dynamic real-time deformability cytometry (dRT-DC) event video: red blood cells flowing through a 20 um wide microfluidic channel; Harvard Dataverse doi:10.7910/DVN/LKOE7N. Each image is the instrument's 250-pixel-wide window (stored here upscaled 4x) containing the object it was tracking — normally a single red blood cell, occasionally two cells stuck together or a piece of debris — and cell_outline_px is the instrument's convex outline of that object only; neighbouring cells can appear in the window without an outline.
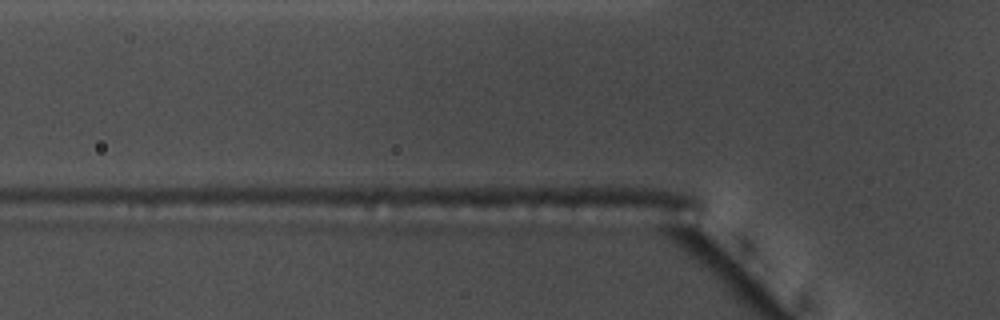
{"species": "common noctule bat (a hibernating species)", "species_latin": "Nyctalus noctula", "temperature_condition": "warm", "stored_images_in_passage": 4, "camera_frame_rate_fps": 3000, "um_per_image_px": 0.085, "animal": {"sex": "male", "body_mass_g": 17.5, "forearm_length_mm": 52.3}, "frame": {"image": 1, "passage_image": 2, "time_ms": 0.333, "image_size_px": [1000, 320], "cell_outline_px": [[732, 260], [728, 260], [636, 224], [644, 220], [680, 220], [692, 224], [700, 228], [712, 236], [724, 248]], "centroid_in_image_um": [58.4, 20.0], "position_along_channel_um": 67.4, "area_um2": 10.23}}